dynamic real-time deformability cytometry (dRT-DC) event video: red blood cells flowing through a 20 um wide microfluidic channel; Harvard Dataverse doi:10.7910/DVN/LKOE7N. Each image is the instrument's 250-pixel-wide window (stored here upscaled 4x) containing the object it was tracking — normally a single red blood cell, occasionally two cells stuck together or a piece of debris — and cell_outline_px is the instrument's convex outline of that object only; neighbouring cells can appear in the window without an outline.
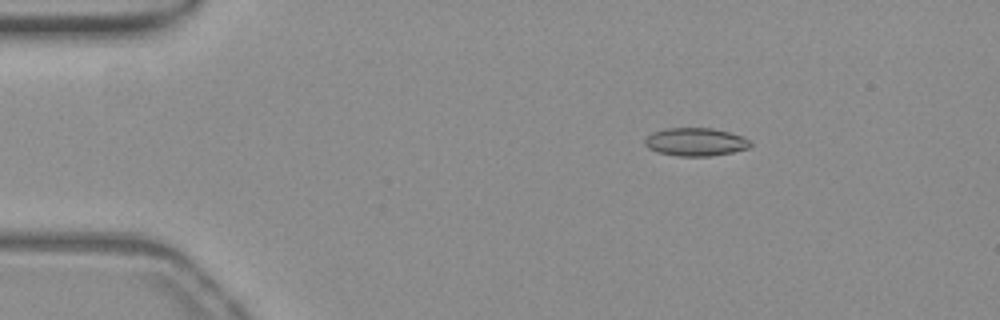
{"species": "common noctule bat (a hibernating species)", "species_latin": "Nyctalus noctula", "temperature_condition": "warm", "stored_images_in_passage": 47, "camera_frame_rate_fps": 3000, "um_per_image_px": 0.085, "animal": {"sex": "female", "body_mass_g": 19.3, "forearm_length_mm": 54.1}, "frame": {"image": 1, "passage_image": 2, "time_ms": 0.333, "image_size_px": [1000, 320], "cell_outline_px": [[752, 144], [748, 148], [732, 152], [708, 156], [676, 156], [656, 152], [648, 148], [644, 144], [644, 140], [652, 132], [664, 128], [712, 128], [732, 132], [748, 140]], "centroid_in_image_um": [59.08, 12.06], "position_along_channel_um": 25.9, "area_um2": 17.34}}
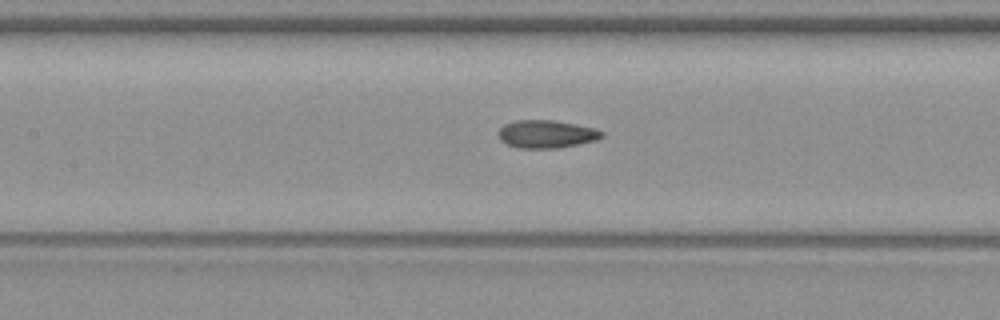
{"frame": {"image": 2, "passage_image": 18, "time_ms": 5.667, "image_size_px": [1000, 320], "cell_outline_px": [[604, 136], [596, 140], [560, 148], [520, 148], [508, 144], [500, 140], [496, 132], [504, 124], [516, 120], [552, 120], [596, 128], [604, 132]], "centroid_in_image_um": [46.44, 11.39], "position_along_channel_um": 161.0, "area_um2": 16.88}}
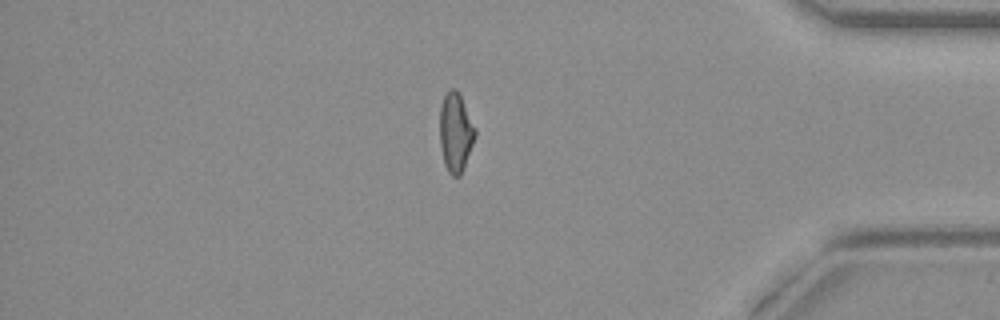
{"frame": {"image": 3, "passage_image": 39, "time_ms": 12.667, "image_size_px": [1000, 320], "cell_outline_px": [[476, 136], [464, 168], [460, 176], [452, 176], [448, 172], [444, 164], [440, 148], [440, 104], [444, 96], [452, 88], [456, 88], [476, 128]], "centroid_in_image_um": [38.72, 11.29], "position_along_channel_um": 396.5, "area_um2": 16.36}, "authors_computed_cell_mechanics": {"area_um2": 16.7042, "velocity_mm_per_s": 3.8367, "shape_relaxation_time_tau1_ms": 8.4498, "shape_relaxation_time_tau2_ms": 1.7224, "deformation_change_tau1": 0.2154, "deformation_change_tau2": 0.0701}}